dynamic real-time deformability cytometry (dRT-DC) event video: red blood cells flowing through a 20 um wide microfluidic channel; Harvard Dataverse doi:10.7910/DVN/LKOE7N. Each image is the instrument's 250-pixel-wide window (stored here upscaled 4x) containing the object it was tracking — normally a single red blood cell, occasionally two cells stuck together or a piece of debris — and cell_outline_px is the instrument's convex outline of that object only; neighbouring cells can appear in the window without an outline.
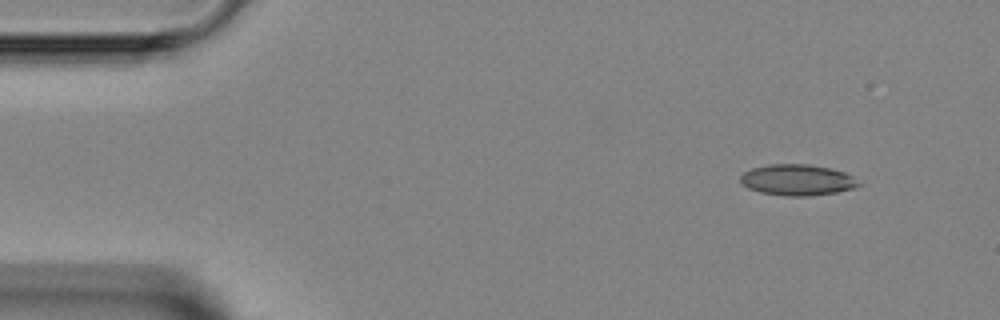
{"species": "Egyptian fruit bat (a non-hibernating species)", "species_latin": "Rousettus aegyptiacus", "temperature_condition": "room temperature", "stored_images_in_passage": 3, "camera_frame_rate_fps": 3000, "um_per_image_px": 0.085, "animal": {"sex": "female"}, "frame": {"image": 1, "passage_image": 1, "time_ms": 0.0, "image_size_px": [1000, 320], "cell_outline_px": [[860, 184], [852, 188], [836, 192], [804, 196], [788, 196], [760, 192], [748, 188], [740, 180], [740, 176], [744, 172], [752, 168], [768, 164], [808, 164], [832, 168], [844, 172], [852, 176]], "centroid_in_image_um": [67.75, 15.28], "position_along_channel_um": 17.3, "area_um2": 21.15}}